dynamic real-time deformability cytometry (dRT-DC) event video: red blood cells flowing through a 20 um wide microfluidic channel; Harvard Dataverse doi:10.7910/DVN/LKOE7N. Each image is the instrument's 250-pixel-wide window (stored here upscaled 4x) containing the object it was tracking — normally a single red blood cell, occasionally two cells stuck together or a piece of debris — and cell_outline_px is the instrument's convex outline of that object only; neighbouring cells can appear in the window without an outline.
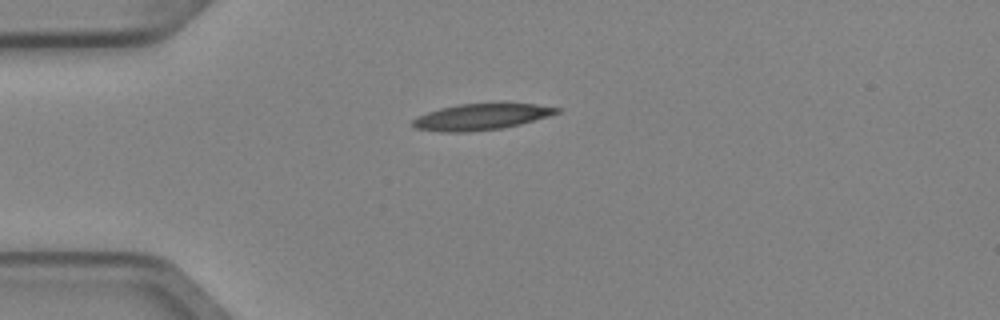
{"species": "Egyptian fruit bat (a non-hibernating species)", "species_latin": "Rousettus aegyptiacus", "temperature_condition": "cold", "stored_images_in_passage": 3, "camera_frame_rate_fps": 3000, "um_per_image_px": 0.085, "animal": {"sex": "female"}, "frame": {"image": 1, "passage_image": 1, "time_ms": 0.0, "image_size_px": [1000, 320], "cell_outline_px": [[564, 108], [560, 112], [548, 116], [520, 124], [504, 128], [468, 132], [440, 132], [416, 128], [412, 124], [412, 120], [416, 116], [440, 108], [456, 104], [500, 100], [536, 104]], "centroid_in_image_um": [40.96, 9.87], "position_along_channel_um": 44.0, "area_um2": 23.12}}
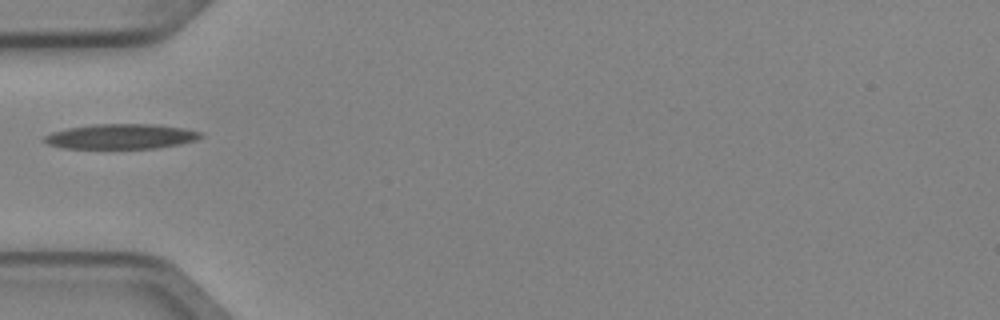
{"frame": {"image": 2, "passage_image": 2, "time_ms": 0.333, "image_size_px": [1000, 320], "cell_outline_px": [[204, 136], [196, 140], [180, 144], [156, 148], [64, 148], [48, 144], [44, 140], [44, 136], [52, 132], [68, 128], [92, 124], [156, 124], [184, 128], [200, 132]], "centroid_in_image_um": [10.31, 11.59], "position_along_channel_um": 74.7, "area_um2": 22.72}}
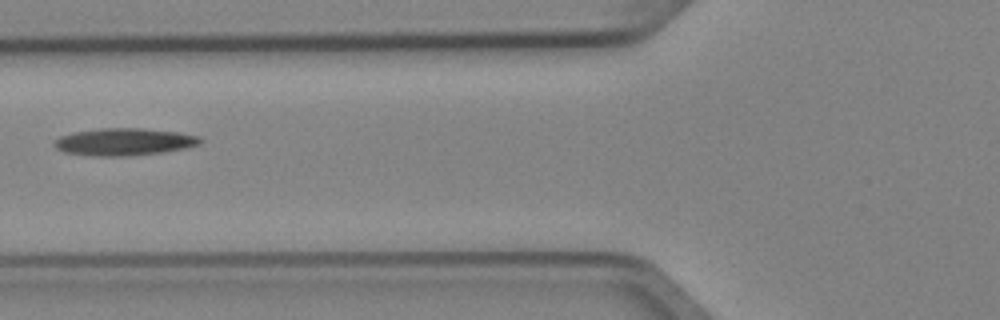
{"frame": {"image": 3, "passage_image": 3, "time_ms": 0.667, "image_size_px": [1000, 320], "cell_outline_px": [[204, 140], [200, 144], [188, 148], [160, 152], [128, 156], [88, 156], [64, 152], [56, 148], [52, 144], [60, 136], [72, 132], [100, 128], [140, 128], [180, 132], [200, 136]], "centroid_in_image_um": [10.56, 12.05], "position_along_channel_um": 115.2, "area_um2": 23.47}}